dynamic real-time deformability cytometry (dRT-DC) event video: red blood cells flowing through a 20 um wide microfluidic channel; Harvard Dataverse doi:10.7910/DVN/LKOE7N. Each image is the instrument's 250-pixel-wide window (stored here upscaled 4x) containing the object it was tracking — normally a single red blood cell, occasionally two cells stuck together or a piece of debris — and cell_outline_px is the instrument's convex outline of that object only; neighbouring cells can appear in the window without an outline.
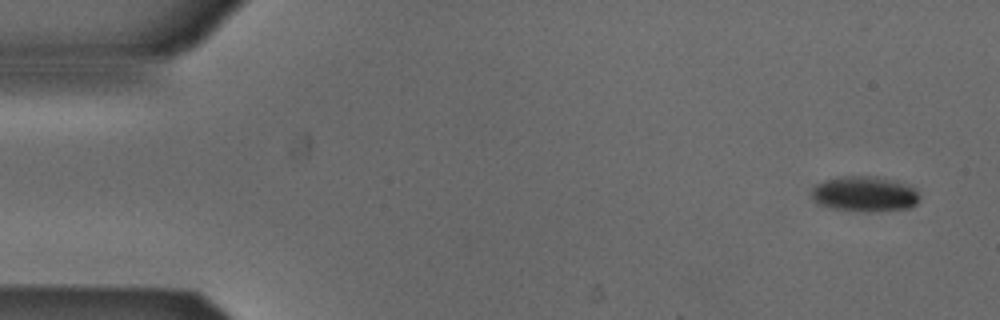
{"species": "Egyptian fruit bat (a non-hibernating species)", "species_latin": "Rousettus aegyptiacus", "temperature_condition": "cold", "stored_images_in_passage": 4, "camera_frame_rate_fps": 3000, "um_per_image_px": 0.085, "animal": {"sex": "male"}, "frame": {"image": 1, "passage_image": 1, "time_ms": 0.0, "image_size_px": [1000, 320], "cell_outline_px": [[920, 200], [912, 208], [876, 212], [864, 212], [832, 208], [820, 204], [812, 196], [812, 188], [816, 184], [824, 180], [840, 176], [876, 176], [912, 188], [920, 196]], "centroid_in_image_um": [73.48, 16.51], "position_along_channel_um": 11.5, "area_um2": 22.08}}
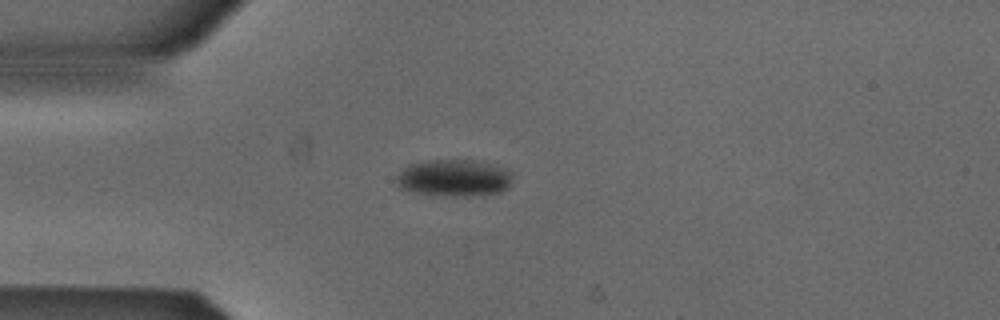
{"frame": {"image": 2, "passage_image": 4, "time_ms": 1.0, "image_size_px": [1000, 320], "cell_outline_px": [[512, 184], [508, 188], [500, 192], [472, 196], [444, 196], [412, 192], [400, 188], [392, 180], [408, 164], [424, 160], [476, 160], [508, 168], [512, 172]], "centroid_in_image_um": [38.59, 15.12], "position_along_channel_um": 46.4, "area_um2": 25.66}}